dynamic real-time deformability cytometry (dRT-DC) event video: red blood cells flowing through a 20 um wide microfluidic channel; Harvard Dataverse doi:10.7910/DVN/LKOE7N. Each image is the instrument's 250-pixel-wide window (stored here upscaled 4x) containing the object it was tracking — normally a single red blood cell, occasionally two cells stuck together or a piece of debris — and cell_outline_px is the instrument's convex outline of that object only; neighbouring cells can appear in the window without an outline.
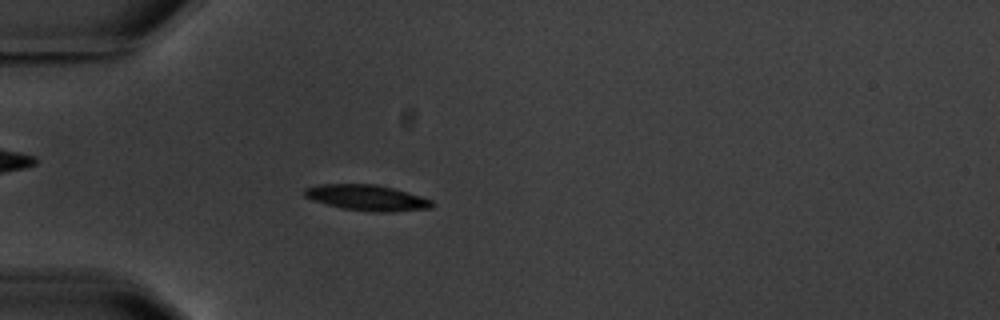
{"species": "common noctule bat (a hibernating species)", "species_latin": "Nyctalus noctula", "temperature_condition": "warm", "stored_images_in_passage": 5, "camera_frame_rate_fps": 3000, "um_per_image_px": 0.085, "animal": {"sex": "male", "body_mass_g": 20.1, "forearm_length_mm": 53.5}, "frame": {"image": 1, "passage_image": 4, "time_ms": 3.667, "image_size_px": [1000, 320], "cell_outline_px": [[436, 204], [432, 208], [392, 212], [372, 212], [340, 208], [312, 200], [304, 196], [304, 188], [320, 184], [376, 184], [408, 192], [432, 200]], "centroid_in_image_um": [31.2, 16.81], "position_along_channel_um": 53.8, "area_um2": 19.31}}